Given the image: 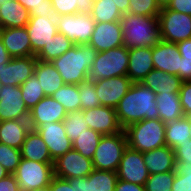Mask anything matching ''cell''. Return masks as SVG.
<instances>
[{"label":"cell","mask_w":191,"mask_h":191,"mask_svg":"<svg viewBox=\"0 0 191 191\" xmlns=\"http://www.w3.org/2000/svg\"><path fill=\"white\" fill-rule=\"evenodd\" d=\"M123 46L127 49L154 47L160 40L158 17L124 14L120 19Z\"/></svg>","instance_id":"3957f363"},{"label":"cell","mask_w":191,"mask_h":191,"mask_svg":"<svg viewBox=\"0 0 191 191\" xmlns=\"http://www.w3.org/2000/svg\"><path fill=\"white\" fill-rule=\"evenodd\" d=\"M181 57L191 59V38L177 43Z\"/></svg>","instance_id":"f5cc1de1"},{"label":"cell","mask_w":191,"mask_h":191,"mask_svg":"<svg viewBox=\"0 0 191 191\" xmlns=\"http://www.w3.org/2000/svg\"><path fill=\"white\" fill-rule=\"evenodd\" d=\"M0 38L12 58L32 56L26 27L0 29Z\"/></svg>","instance_id":"44dd1931"},{"label":"cell","mask_w":191,"mask_h":191,"mask_svg":"<svg viewBox=\"0 0 191 191\" xmlns=\"http://www.w3.org/2000/svg\"><path fill=\"white\" fill-rule=\"evenodd\" d=\"M171 0H157V3L161 8L167 7Z\"/></svg>","instance_id":"680465c9"},{"label":"cell","mask_w":191,"mask_h":191,"mask_svg":"<svg viewBox=\"0 0 191 191\" xmlns=\"http://www.w3.org/2000/svg\"><path fill=\"white\" fill-rule=\"evenodd\" d=\"M190 116L165 124L166 145L173 150L189 140Z\"/></svg>","instance_id":"4dcf8cb0"},{"label":"cell","mask_w":191,"mask_h":191,"mask_svg":"<svg viewBox=\"0 0 191 191\" xmlns=\"http://www.w3.org/2000/svg\"><path fill=\"white\" fill-rule=\"evenodd\" d=\"M149 172L143 160V153L127 146L117 170L118 180H124L145 186Z\"/></svg>","instance_id":"8fae6325"},{"label":"cell","mask_w":191,"mask_h":191,"mask_svg":"<svg viewBox=\"0 0 191 191\" xmlns=\"http://www.w3.org/2000/svg\"><path fill=\"white\" fill-rule=\"evenodd\" d=\"M176 170L150 174L145 183V191H172Z\"/></svg>","instance_id":"f35d334b"},{"label":"cell","mask_w":191,"mask_h":191,"mask_svg":"<svg viewBox=\"0 0 191 191\" xmlns=\"http://www.w3.org/2000/svg\"><path fill=\"white\" fill-rule=\"evenodd\" d=\"M51 97L61 103L67 112L80 110L81 101L78 85L76 84H64Z\"/></svg>","instance_id":"e575fe53"},{"label":"cell","mask_w":191,"mask_h":191,"mask_svg":"<svg viewBox=\"0 0 191 191\" xmlns=\"http://www.w3.org/2000/svg\"><path fill=\"white\" fill-rule=\"evenodd\" d=\"M32 16H46L49 19L59 17L57 10L53 7L50 0H17Z\"/></svg>","instance_id":"74e56055"},{"label":"cell","mask_w":191,"mask_h":191,"mask_svg":"<svg viewBox=\"0 0 191 191\" xmlns=\"http://www.w3.org/2000/svg\"><path fill=\"white\" fill-rule=\"evenodd\" d=\"M154 69L180 78L181 54L177 43L160 40L152 47Z\"/></svg>","instance_id":"ffe728a7"},{"label":"cell","mask_w":191,"mask_h":191,"mask_svg":"<svg viewBox=\"0 0 191 191\" xmlns=\"http://www.w3.org/2000/svg\"><path fill=\"white\" fill-rule=\"evenodd\" d=\"M88 44L97 52L123 46V30L120 22H96Z\"/></svg>","instance_id":"d6986e66"},{"label":"cell","mask_w":191,"mask_h":191,"mask_svg":"<svg viewBox=\"0 0 191 191\" xmlns=\"http://www.w3.org/2000/svg\"><path fill=\"white\" fill-rule=\"evenodd\" d=\"M167 8L179 13L191 15V0H171Z\"/></svg>","instance_id":"c3c4849f"},{"label":"cell","mask_w":191,"mask_h":191,"mask_svg":"<svg viewBox=\"0 0 191 191\" xmlns=\"http://www.w3.org/2000/svg\"><path fill=\"white\" fill-rule=\"evenodd\" d=\"M21 158L20 149L0 143V164L9 174H14L16 172Z\"/></svg>","instance_id":"60d3db41"},{"label":"cell","mask_w":191,"mask_h":191,"mask_svg":"<svg viewBox=\"0 0 191 191\" xmlns=\"http://www.w3.org/2000/svg\"><path fill=\"white\" fill-rule=\"evenodd\" d=\"M5 1L7 2V1H10V0H0V4L5 3Z\"/></svg>","instance_id":"6125c7cd"},{"label":"cell","mask_w":191,"mask_h":191,"mask_svg":"<svg viewBox=\"0 0 191 191\" xmlns=\"http://www.w3.org/2000/svg\"><path fill=\"white\" fill-rule=\"evenodd\" d=\"M20 191H34L50 185L54 177L53 163H42L21 158L14 173Z\"/></svg>","instance_id":"52a82bcc"},{"label":"cell","mask_w":191,"mask_h":191,"mask_svg":"<svg viewBox=\"0 0 191 191\" xmlns=\"http://www.w3.org/2000/svg\"><path fill=\"white\" fill-rule=\"evenodd\" d=\"M26 29L30 38L32 56H36L58 33L56 19H49L46 16L30 17Z\"/></svg>","instance_id":"e0dca14e"},{"label":"cell","mask_w":191,"mask_h":191,"mask_svg":"<svg viewBox=\"0 0 191 191\" xmlns=\"http://www.w3.org/2000/svg\"><path fill=\"white\" fill-rule=\"evenodd\" d=\"M63 125L71 142L88 129V123L84 119L82 110L67 112L66 117L63 119Z\"/></svg>","instance_id":"d590c367"},{"label":"cell","mask_w":191,"mask_h":191,"mask_svg":"<svg viewBox=\"0 0 191 191\" xmlns=\"http://www.w3.org/2000/svg\"><path fill=\"white\" fill-rule=\"evenodd\" d=\"M31 130L28 119L0 122V143L21 149L27 133Z\"/></svg>","instance_id":"d4e9b609"},{"label":"cell","mask_w":191,"mask_h":191,"mask_svg":"<svg viewBox=\"0 0 191 191\" xmlns=\"http://www.w3.org/2000/svg\"><path fill=\"white\" fill-rule=\"evenodd\" d=\"M53 169L54 176L67 180L87 177L94 170V166L91 159L72 148L54 160Z\"/></svg>","instance_id":"30bf717a"},{"label":"cell","mask_w":191,"mask_h":191,"mask_svg":"<svg viewBox=\"0 0 191 191\" xmlns=\"http://www.w3.org/2000/svg\"><path fill=\"white\" fill-rule=\"evenodd\" d=\"M75 44L69 40L64 34L57 33L51 38L46 46L36 55L38 60L44 62H52L67 52Z\"/></svg>","instance_id":"1f68e13d"},{"label":"cell","mask_w":191,"mask_h":191,"mask_svg":"<svg viewBox=\"0 0 191 191\" xmlns=\"http://www.w3.org/2000/svg\"><path fill=\"white\" fill-rule=\"evenodd\" d=\"M91 17L95 22H120L123 16L111 0H94Z\"/></svg>","instance_id":"d6a6232c"},{"label":"cell","mask_w":191,"mask_h":191,"mask_svg":"<svg viewBox=\"0 0 191 191\" xmlns=\"http://www.w3.org/2000/svg\"><path fill=\"white\" fill-rule=\"evenodd\" d=\"M189 140H191V116H190V129H189Z\"/></svg>","instance_id":"94428289"},{"label":"cell","mask_w":191,"mask_h":191,"mask_svg":"<svg viewBox=\"0 0 191 191\" xmlns=\"http://www.w3.org/2000/svg\"><path fill=\"white\" fill-rule=\"evenodd\" d=\"M11 58L12 57L9 55L0 38V67L5 66L11 60Z\"/></svg>","instance_id":"11a10c76"},{"label":"cell","mask_w":191,"mask_h":191,"mask_svg":"<svg viewBox=\"0 0 191 191\" xmlns=\"http://www.w3.org/2000/svg\"><path fill=\"white\" fill-rule=\"evenodd\" d=\"M179 96L184 115L191 116V81L182 83Z\"/></svg>","instance_id":"ee69618b"},{"label":"cell","mask_w":191,"mask_h":191,"mask_svg":"<svg viewBox=\"0 0 191 191\" xmlns=\"http://www.w3.org/2000/svg\"><path fill=\"white\" fill-rule=\"evenodd\" d=\"M35 130L47 145L53 161L73 148L71 140L66 135L63 121L46 123Z\"/></svg>","instance_id":"5bb4252c"},{"label":"cell","mask_w":191,"mask_h":191,"mask_svg":"<svg viewBox=\"0 0 191 191\" xmlns=\"http://www.w3.org/2000/svg\"><path fill=\"white\" fill-rule=\"evenodd\" d=\"M159 119L165 124L185 117L179 93H156Z\"/></svg>","instance_id":"f1b7e54d"},{"label":"cell","mask_w":191,"mask_h":191,"mask_svg":"<svg viewBox=\"0 0 191 191\" xmlns=\"http://www.w3.org/2000/svg\"><path fill=\"white\" fill-rule=\"evenodd\" d=\"M83 113L84 119L88 123V128L102 135H112L123 130L118 122L114 108L101 105L83 110Z\"/></svg>","instance_id":"ac0fdd59"},{"label":"cell","mask_w":191,"mask_h":191,"mask_svg":"<svg viewBox=\"0 0 191 191\" xmlns=\"http://www.w3.org/2000/svg\"><path fill=\"white\" fill-rule=\"evenodd\" d=\"M161 7L157 0H129V13L146 16L158 17Z\"/></svg>","instance_id":"b9f144b4"},{"label":"cell","mask_w":191,"mask_h":191,"mask_svg":"<svg viewBox=\"0 0 191 191\" xmlns=\"http://www.w3.org/2000/svg\"><path fill=\"white\" fill-rule=\"evenodd\" d=\"M80 95V110H86L101 106L96 94L95 83L93 80H85L78 85Z\"/></svg>","instance_id":"ab89813d"},{"label":"cell","mask_w":191,"mask_h":191,"mask_svg":"<svg viewBox=\"0 0 191 191\" xmlns=\"http://www.w3.org/2000/svg\"><path fill=\"white\" fill-rule=\"evenodd\" d=\"M94 0H76L77 13H90Z\"/></svg>","instance_id":"db71d44e"},{"label":"cell","mask_w":191,"mask_h":191,"mask_svg":"<svg viewBox=\"0 0 191 191\" xmlns=\"http://www.w3.org/2000/svg\"><path fill=\"white\" fill-rule=\"evenodd\" d=\"M20 89L22 92V99L28 110L32 109L43 97H45L44 91L35 74L21 84Z\"/></svg>","instance_id":"8d00e7d4"},{"label":"cell","mask_w":191,"mask_h":191,"mask_svg":"<svg viewBox=\"0 0 191 191\" xmlns=\"http://www.w3.org/2000/svg\"><path fill=\"white\" fill-rule=\"evenodd\" d=\"M180 79L183 82L191 81V59L181 57Z\"/></svg>","instance_id":"816d5d0a"},{"label":"cell","mask_w":191,"mask_h":191,"mask_svg":"<svg viewBox=\"0 0 191 191\" xmlns=\"http://www.w3.org/2000/svg\"><path fill=\"white\" fill-rule=\"evenodd\" d=\"M141 83L155 93H179L183 81L177 75L153 69Z\"/></svg>","instance_id":"83f0119b"},{"label":"cell","mask_w":191,"mask_h":191,"mask_svg":"<svg viewBox=\"0 0 191 191\" xmlns=\"http://www.w3.org/2000/svg\"><path fill=\"white\" fill-rule=\"evenodd\" d=\"M50 191H75V178L62 179L54 176L49 185Z\"/></svg>","instance_id":"7dc6e473"},{"label":"cell","mask_w":191,"mask_h":191,"mask_svg":"<svg viewBox=\"0 0 191 191\" xmlns=\"http://www.w3.org/2000/svg\"><path fill=\"white\" fill-rule=\"evenodd\" d=\"M59 16L77 14L76 0H50Z\"/></svg>","instance_id":"f6af8a7d"},{"label":"cell","mask_w":191,"mask_h":191,"mask_svg":"<svg viewBox=\"0 0 191 191\" xmlns=\"http://www.w3.org/2000/svg\"><path fill=\"white\" fill-rule=\"evenodd\" d=\"M161 40L178 43L191 38V15L161 8L158 14Z\"/></svg>","instance_id":"ba28073f"},{"label":"cell","mask_w":191,"mask_h":191,"mask_svg":"<svg viewBox=\"0 0 191 191\" xmlns=\"http://www.w3.org/2000/svg\"><path fill=\"white\" fill-rule=\"evenodd\" d=\"M156 93L141 82L133 83L115 108L117 119L124 130L144 119H159Z\"/></svg>","instance_id":"6da1fadb"},{"label":"cell","mask_w":191,"mask_h":191,"mask_svg":"<svg viewBox=\"0 0 191 191\" xmlns=\"http://www.w3.org/2000/svg\"><path fill=\"white\" fill-rule=\"evenodd\" d=\"M154 69L151 47H140L129 50L127 76L133 83L142 82Z\"/></svg>","instance_id":"603a6c76"},{"label":"cell","mask_w":191,"mask_h":191,"mask_svg":"<svg viewBox=\"0 0 191 191\" xmlns=\"http://www.w3.org/2000/svg\"><path fill=\"white\" fill-rule=\"evenodd\" d=\"M102 136L101 133L88 128L72 142V147L84 157L92 160Z\"/></svg>","instance_id":"836d02e7"},{"label":"cell","mask_w":191,"mask_h":191,"mask_svg":"<svg viewBox=\"0 0 191 191\" xmlns=\"http://www.w3.org/2000/svg\"><path fill=\"white\" fill-rule=\"evenodd\" d=\"M122 15L129 13V0H111Z\"/></svg>","instance_id":"9f6ffc18"},{"label":"cell","mask_w":191,"mask_h":191,"mask_svg":"<svg viewBox=\"0 0 191 191\" xmlns=\"http://www.w3.org/2000/svg\"><path fill=\"white\" fill-rule=\"evenodd\" d=\"M21 157L26 160H33L42 163H54L47 145L36 130L31 129L23 142L21 149Z\"/></svg>","instance_id":"4316f807"},{"label":"cell","mask_w":191,"mask_h":191,"mask_svg":"<svg viewBox=\"0 0 191 191\" xmlns=\"http://www.w3.org/2000/svg\"><path fill=\"white\" fill-rule=\"evenodd\" d=\"M29 110L22 99L20 86L0 87V120L28 119Z\"/></svg>","instance_id":"4fadbf2b"},{"label":"cell","mask_w":191,"mask_h":191,"mask_svg":"<svg viewBox=\"0 0 191 191\" xmlns=\"http://www.w3.org/2000/svg\"><path fill=\"white\" fill-rule=\"evenodd\" d=\"M129 49L125 46L98 52L90 68L88 79L98 81L117 76H127Z\"/></svg>","instance_id":"5b68a950"},{"label":"cell","mask_w":191,"mask_h":191,"mask_svg":"<svg viewBox=\"0 0 191 191\" xmlns=\"http://www.w3.org/2000/svg\"><path fill=\"white\" fill-rule=\"evenodd\" d=\"M114 191H145V186L118 180Z\"/></svg>","instance_id":"f907efd6"},{"label":"cell","mask_w":191,"mask_h":191,"mask_svg":"<svg viewBox=\"0 0 191 191\" xmlns=\"http://www.w3.org/2000/svg\"><path fill=\"white\" fill-rule=\"evenodd\" d=\"M175 162L191 164V140L174 149Z\"/></svg>","instance_id":"bcb514c9"},{"label":"cell","mask_w":191,"mask_h":191,"mask_svg":"<svg viewBox=\"0 0 191 191\" xmlns=\"http://www.w3.org/2000/svg\"><path fill=\"white\" fill-rule=\"evenodd\" d=\"M56 23L58 32L75 45L88 44L96 25L90 13L61 15L56 19Z\"/></svg>","instance_id":"9c48e42d"},{"label":"cell","mask_w":191,"mask_h":191,"mask_svg":"<svg viewBox=\"0 0 191 191\" xmlns=\"http://www.w3.org/2000/svg\"><path fill=\"white\" fill-rule=\"evenodd\" d=\"M36 56L15 57L0 67L1 86H20L35 72Z\"/></svg>","instance_id":"7c38bea8"},{"label":"cell","mask_w":191,"mask_h":191,"mask_svg":"<svg viewBox=\"0 0 191 191\" xmlns=\"http://www.w3.org/2000/svg\"><path fill=\"white\" fill-rule=\"evenodd\" d=\"M34 74L37 76L45 96H51L65 84L51 62L37 60Z\"/></svg>","instance_id":"f546056e"},{"label":"cell","mask_w":191,"mask_h":191,"mask_svg":"<svg viewBox=\"0 0 191 191\" xmlns=\"http://www.w3.org/2000/svg\"><path fill=\"white\" fill-rule=\"evenodd\" d=\"M67 111L64 106L51 96L43 97L32 109L29 110V124L35 130L46 123L63 121Z\"/></svg>","instance_id":"2e32d148"},{"label":"cell","mask_w":191,"mask_h":191,"mask_svg":"<svg viewBox=\"0 0 191 191\" xmlns=\"http://www.w3.org/2000/svg\"><path fill=\"white\" fill-rule=\"evenodd\" d=\"M97 53L89 44L74 45L51 63L55 66L65 84L79 85L88 79L90 68Z\"/></svg>","instance_id":"7a4b0ae2"},{"label":"cell","mask_w":191,"mask_h":191,"mask_svg":"<svg viewBox=\"0 0 191 191\" xmlns=\"http://www.w3.org/2000/svg\"><path fill=\"white\" fill-rule=\"evenodd\" d=\"M127 146L124 130L112 135H103L92 159L94 169L117 172Z\"/></svg>","instance_id":"8992f818"},{"label":"cell","mask_w":191,"mask_h":191,"mask_svg":"<svg viewBox=\"0 0 191 191\" xmlns=\"http://www.w3.org/2000/svg\"><path fill=\"white\" fill-rule=\"evenodd\" d=\"M29 19L30 12L17 0L0 4V29L26 27Z\"/></svg>","instance_id":"484cf974"},{"label":"cell","mask_w":191,"mask_h":191,"mask_svg":"<svg viewBox=\"0 0 191 191\" xmlns=\"http://www.w3.org/2000/svg\"><path fill=\"white\" fill-rule=\"evenodd\" d=\"M172 191H191V164L176 163Z\"/></svg>","instance_id":"7bdbcfd3"},{"label":"cell","mask_w":191,"mask_h":191,"mask_svg":"<svg viewBox=\"0 0 191 191\" xmlns=\"http://www.w3.org/2000/svg\"><path fill=\"white\" fill-rule=\"evenodd\" d=\"M0 191H20L14 174H9L0 180Z\"/></svg>","instance_id":"681fc988"},{"label":"cell","mask_w":191,"mask_h":191,"mask_svg":"<svg viewBox=\"0 0 191 191\" xmlns=\"http://www.w3.org/2000/svg\"><path fill=\"white\" fill-rule=\"evenodd\" d=\"M94 83L101 105L114 109L133 84L128 76L101 79L94 81Z\"/></svg>","instance_id":"9a60e30c"},{"label":"cell","mask_w":191,"mask_h":191,"mask_svg":"<svg viewBox=\"0 0 191 191\" xmlns=\"http://www.w3.org/2000/svg\"><path fill=\"white\" fill-rule=\"evenodd\" d=\"M8 171L0 164V180L8 176Z\"/></svg>","instance_id":"6f0895ef"},{"label":"cell","mask_w":191,"mask_h":191,"mask_svg":"<svg viewBox=\"0 0 191 191\" xmlns=\"http://www.w3.org/2000/svg\"><path fill=\"white\" fill-rule=\"evenodd\" d=\"M124 131L128 147L133 150L144 153L166 145L165 123L160 119H144Z\"/></svg>","instance_id":"277c9868"},{"label":"cell","mask_w":191,"mask_h":191,"mask_svg":"<svg viewBox=\"0 0 191 191\" xmlns=\"http://www.w3.org/2000/svg\"><path fill=\"white\" fill-rule=\"evenodd\" d=\"M149 174L175 171L174 150L167 145L143 153Z\"/></svg>","instance_id":"cb8c5ba5"},{"label":"cell","mask_w":191,"mask_h":191,"mask_svg":"<svg viewBox=\"0 0 191 191\" xmlns=\"http://www.w3.org/2000/svg\"><path fill=\"white\" fill-rule=\"evenodd\" d=\"M117 172L94 169L87 177L75 178V191H114Z\"/></svg>","instance_id":"7402d4cb"},{"label":"cell","mask_w":191,"mask_h":191,"mask_svg":"<svg viewBox=\"0 0 191 191\" xmlns=\"http://www.w3.org/2000/svg\"><path fill=\"white\" fill-rule=\"evenodd\" d=\"M34 191H50V189H49V186H47V187L40 188V189H37V190H34Z\"/></svg>","instance_id":"91938a15"}]
</instances>
